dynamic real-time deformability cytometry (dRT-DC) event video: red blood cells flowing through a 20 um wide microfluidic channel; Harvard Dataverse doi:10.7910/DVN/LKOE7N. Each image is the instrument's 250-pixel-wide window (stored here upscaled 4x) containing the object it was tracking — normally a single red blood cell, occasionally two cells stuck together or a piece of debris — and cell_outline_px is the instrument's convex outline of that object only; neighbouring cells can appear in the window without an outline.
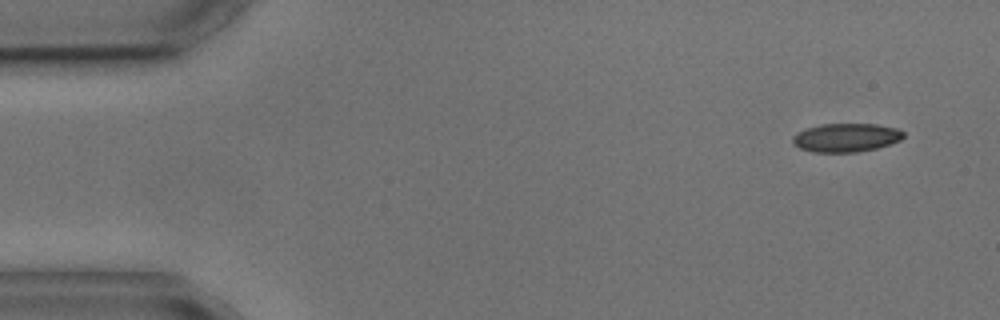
{"species": "common noctule bat (a hibernating species)", "species_latin": "Nyctalus noctula", "temperature_condition": "cold", "stored_images_in_passage": 3, "camera_frame_rate_fps": 3000, "um_per_image_px": 0.085, "animal": {"sex": "male", "body_mass_g": 17.9, "forearm_length_mm": 54.2}, "frame": {"image": 1, "passage_image": 1, "time_ms": 0.0, "image_size_px": [1000, 320], "cell_outline_px": [[904, 136], [900, 140], [876, 148], [856, 152], [812, 152], [800, 148], [792, 144], [792, 136], [796, 132], [804, 128], [820, 124], [876, 124], [896, 128], [904, 132]], "centroid_in_image_um": [71.85, 11.69], "position_along_channel_um": 13.1, "area_um2": 18.55}}
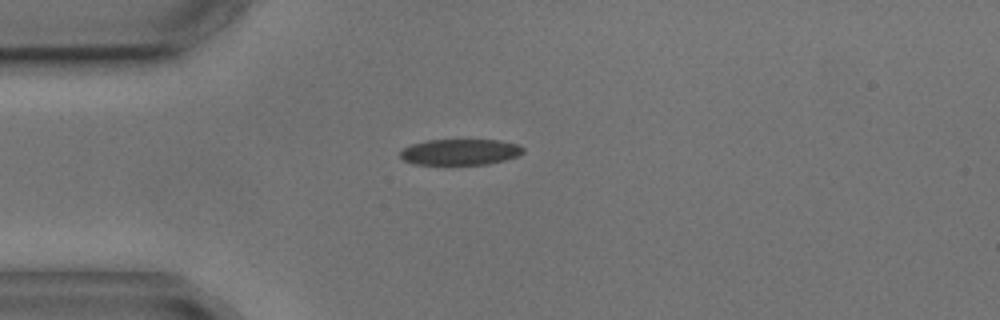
{"frame": {"image": 2, "passage_image": 3, "time_ms": 3.333, "image_size_px": [1000, 320], "cell_outline_px": [[524, 152], [516, 156], [504, 160], [488, 164], [412, 164], [404, 160], [400, 156], [400, 152], [404, 148], [412, 144], [428, 140], [496, 140], [516, 144], [524, 148]], "centroid_in_image_um": [39.09, 12.92], "position_along_channel_um": 45.9, "area_um2": 18.38}}